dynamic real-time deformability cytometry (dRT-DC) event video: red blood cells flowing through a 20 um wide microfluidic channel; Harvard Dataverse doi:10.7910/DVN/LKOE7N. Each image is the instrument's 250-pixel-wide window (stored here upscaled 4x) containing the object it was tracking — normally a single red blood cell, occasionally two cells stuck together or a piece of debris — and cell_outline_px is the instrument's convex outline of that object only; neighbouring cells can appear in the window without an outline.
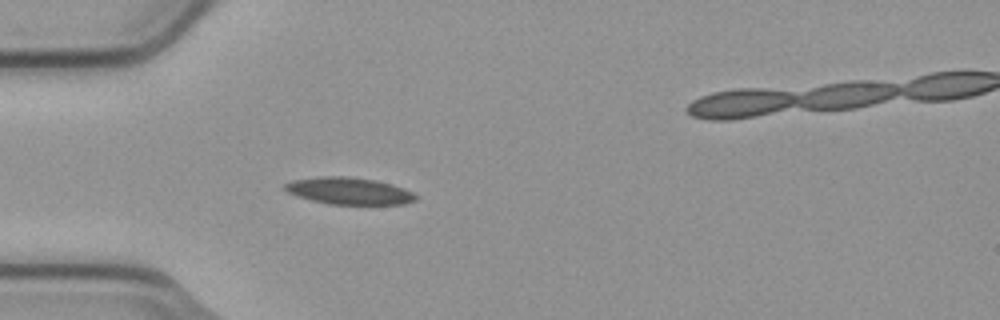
{"species": "common noctule bat (a hibernating species)", "species_latin": "Nyctalus noctula", "temperature_condition": "cold", "stored_images_in_passage": 5, "camera_frame_rate_fps": 3000, "um_per_image_px": 0.085, "animal": {"sex": "male", "body_mass_g": 23.1, "forearm_length_mm": 52.7}, "frame": {"image": 1, "passage_image": 4, "time_ms": 1.0, "image_size_px": [1000, 320], "cell_outline_px": [[416, 200], [404, 204], [328, 204], [312, 200], [288, 192], [284, 188], [284, 184], [292, 180], [320, 176], [348, 176], [376, 180], [392, 184], [404, 188], [412, 192], [416, 196]], "centroid_in_image_um": [29.68, 16.22], "position_along_channel_um": 55.3, "area_um2": 20.46}}